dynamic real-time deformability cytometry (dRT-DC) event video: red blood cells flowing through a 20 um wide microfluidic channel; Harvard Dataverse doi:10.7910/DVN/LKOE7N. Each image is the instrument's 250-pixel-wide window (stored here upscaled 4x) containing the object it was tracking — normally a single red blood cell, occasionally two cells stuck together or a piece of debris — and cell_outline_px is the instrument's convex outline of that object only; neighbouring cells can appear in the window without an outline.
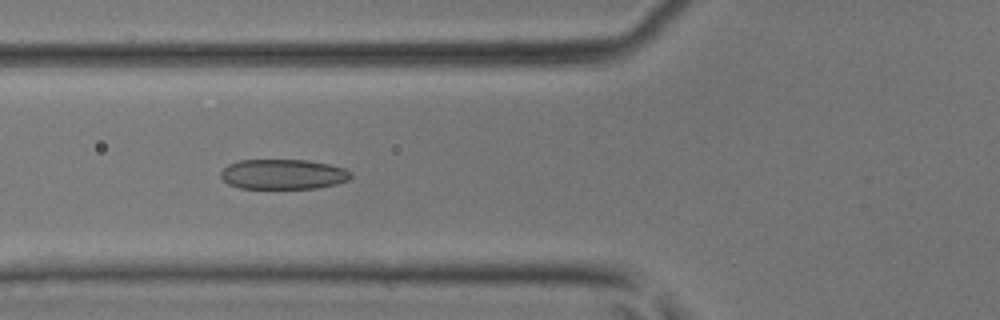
{"species": "common noctule bat (a hibernating species)", "species_latin": "Nyctalus noctula", "temperature_condition": "room temperature", "stored_images_in_passage": 47, "camera_frame_rate_fps": 3000, "um_per_image_px": 0.085, "animal": {"sex": "male", "body_mass_g": 17.9, "forearm_length_mm": 54.2}, "frame": {"image": 1, "passage_image": 18, "time_ms": 5.667, "image_size_px": [1000, 320], "cell_outline_px": [[352, 176], [348, 180], [336, 184], [316, 188], [240, 188], [228, 184], [220, 176], [220, 172], [228, 164], [240, 160], [308, 160], [328, 164], [344, 168], [352, 172]], "centroid_in_image_um": [24.07, 14.81], "position_along_channel_um": 101.7, "area_um2": 22.77}}
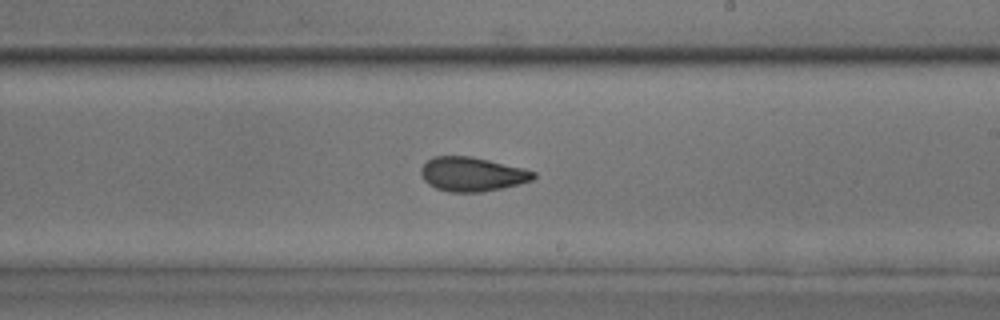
{"frame": {"image": 2, "passage_image": 28, "time_ms": 9.0, "image_size_px": [1000, 320], "cell_outline_px": [[536, 176], [532, 180], [520, 184], [504, 188], [480, 192], [448, 192], [436, 188], [428, 184], [424, 180], [420, 172], [420, 168], [432, 156], [472, 156], [524, 168], [536, 172]], "centroid_in_image_um": [40.14, 14.81], "position_along_channel_um": 248.9, "area_um2": 22.6}}
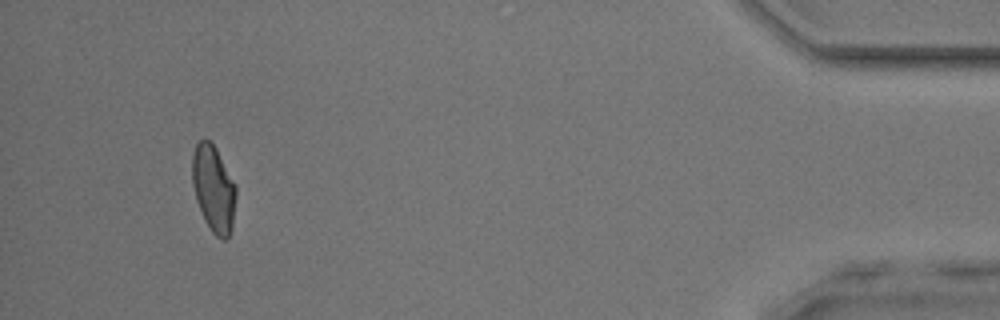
{"frame": {"image": 3, "passage_image": 44, "time_ms": 14.333, "image_size_px": [1000, 320], "cell_outline_px": [[236, 196], [232, 228], [228, 240], [224, 240], [216, 236], [212, 232], [204, 220], [196, 200], [192, 184], [192, 152], [196, 144], [204, 136], [216, 148], [236, 184]], "centroid_in_image_um": [18.15, 16.04], "position_along_channel_um": 417.1, "area_um2": 22.43}}